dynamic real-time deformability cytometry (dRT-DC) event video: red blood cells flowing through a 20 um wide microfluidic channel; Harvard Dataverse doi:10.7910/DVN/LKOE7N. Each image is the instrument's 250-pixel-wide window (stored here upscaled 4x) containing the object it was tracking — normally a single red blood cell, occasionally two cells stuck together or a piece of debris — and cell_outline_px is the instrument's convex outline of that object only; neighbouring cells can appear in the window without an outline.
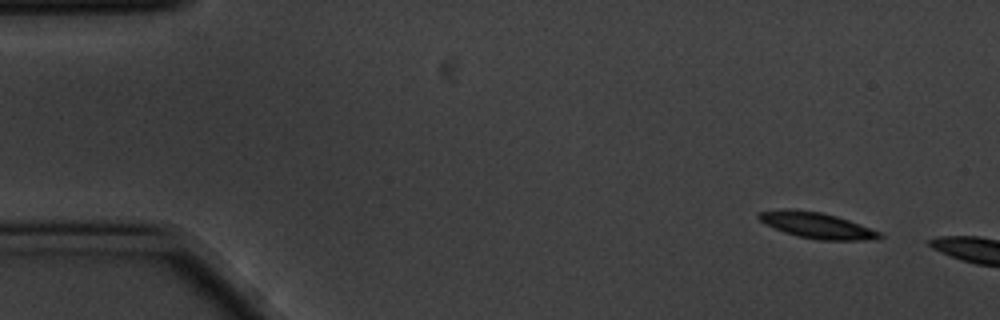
{"species": "common noctule bat (a hibernating species)", "species_latin": "Nyctalus noctula", "temperature_condition": "cold", "stored_images_in_passage": 2, "camera_frame_rate_fps": 3000, "um_per_image_px": 0.085, "animal": {"sex": "male", "body_mass_g": 20.1, "forearm_length_mm": 53.5}, "frame": {"image": 1, "passage_image": 1, "time_ms": 0.0, "image_size_px": [1000, 320], "cell_outline_px": [[884, 236], [864, 240], [820, 240], [796, 236], [784, 232], [764, 224], [756, 216], [760, 212], [784, 208], [788, 208], [820, 212], [836, 216], [848, 220], [880, 232]], "centroid_in_image_um": [69.36, 19.15], "position_along_channel_um": 15.6, "area_um2": 18.09}}